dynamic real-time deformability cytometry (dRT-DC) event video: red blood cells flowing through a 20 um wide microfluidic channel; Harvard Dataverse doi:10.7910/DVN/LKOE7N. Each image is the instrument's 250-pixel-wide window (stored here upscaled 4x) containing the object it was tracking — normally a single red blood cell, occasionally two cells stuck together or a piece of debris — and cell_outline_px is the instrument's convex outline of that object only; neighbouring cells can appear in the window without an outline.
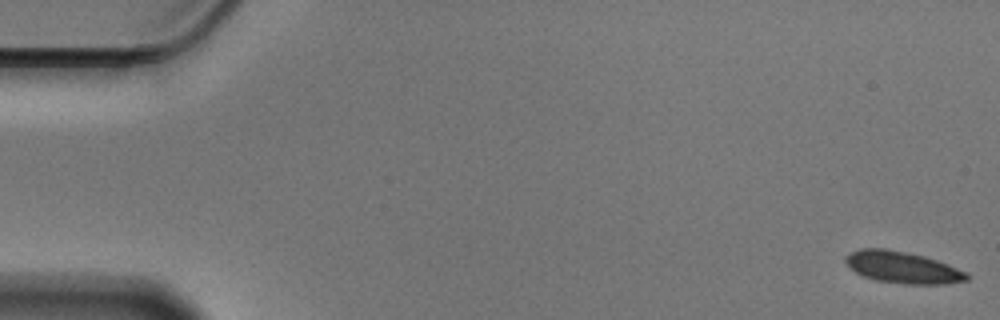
{"species": "Egyptian fruit bat (a non-hibernating species)", "species_latin": "Rousettus aegyptiacus", "temperature_condition": "cold", "stored_images_in_passage": 17, "camera_frame_rate_fps": 3000, "um_per_image_px": 0.085, "animal": {"sex": "male"}, "frame": {"image": 1, "passage_image": 1, "time_ms": 0.0, "image_size_px": [1000, 320], "cell_outline_px": [[968, 280], [944, 284], [904, 284], [876, 280], [864, 276], [856, 272], [844, 264], [844, 256], [860, 248], [884, 248], [908, 252], [924, 256], [948, 264], [968, 272]], "centroid_in_image_um": [76.7, 22.72], "position_along_channel_um": 8.3, "area_um2": 22.54}}
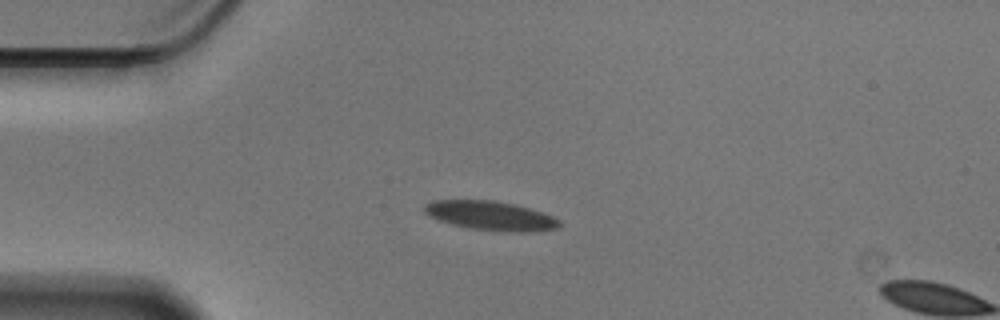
{"frame": {"image": 2, "passage_image": 14, "time_ms": 4.333, "image_size_px": [1000, 320], "cell_outline_px": [[560, 224], [556, 228], [524, 232], [512, 232], [468, 228], [452, 224], [440, 220], [424, 212], [424, 204], [432, 200], [492, 200], [516, 204], [552, 216], [560, 220]], "centroid_in_image_um": [41.68, 18.32], "position_along_channel_um": 43.3, "area_um2": 22.66}}